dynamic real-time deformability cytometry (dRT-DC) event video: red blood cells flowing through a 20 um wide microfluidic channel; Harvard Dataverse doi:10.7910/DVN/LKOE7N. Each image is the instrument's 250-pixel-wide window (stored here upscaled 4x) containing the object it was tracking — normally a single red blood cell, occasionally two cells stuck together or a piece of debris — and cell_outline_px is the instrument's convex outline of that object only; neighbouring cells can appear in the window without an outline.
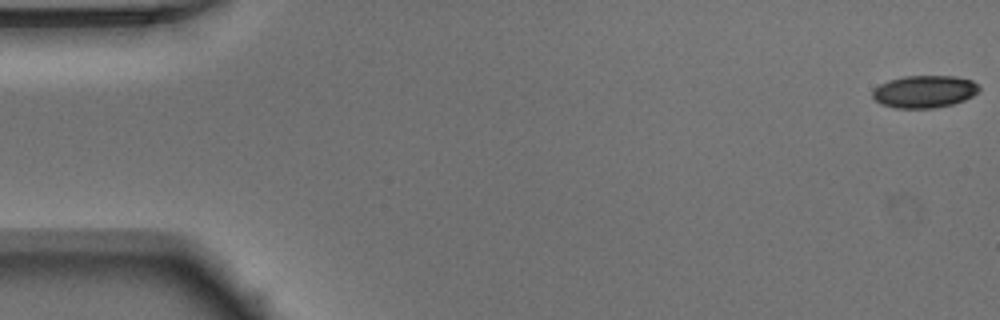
{"species": "Egyptian fruit bat (a non-hibernating species)", "species_latin": "Rousettus aegyptiacus", "temperature_condition": "warm", "stored_images_in_passage": 51, "camera_frame_rate_fps": 3000, "um_per_image_px": 0.085, "animal": {"sex": "male"}, "frame": {"image": 1, "passage_image": 1, "time_ms": 0.0, "image_size_px": [1000, 320], "cell_outline_px": [[980, 88], [972, 96], [964, 100], [952, 104], [932, 108], [896, 108], [880, 104], [872, 96], [872, 92], [880, 84], [888, 80], [904, 76], [956, 76], [972, 80]], "centroid_in_image_um": [78.56, 7.78], "position_along_channel_um": 6.4, "area_um2": 20.0}}
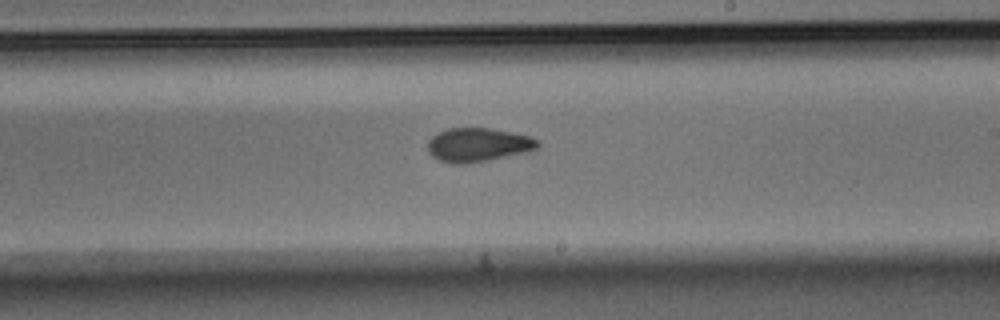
{"frame": {"image": 2, "passage_image": 30, "time_ms": 9.667, "image_size_px": [1000, 320], "cell_outline_px": [[540, 144], [536, 148], [528, 152], [468, 164], [452, 164], [440, 160], [432, 156], [428, 152], [428, 140], [432, 136], [448, 128], [492, 128], [532, 136], [540, 140]], "centroid_in_image_um": [40.66, 12.31], "position_along_channel_um": 248.3, "area_um2": 21.91}}
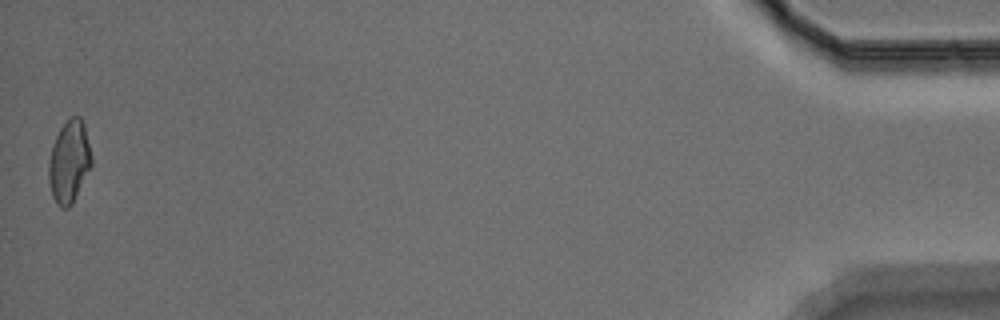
{"frame": {"image": 3, "passage_image": 51, "time_ms": 16.667, "image_size_px": [1000, 320], "cell_outline_px": [[92, 164], [72, 204], [68, 208], [60, 208], [56, 204], [52, 196], [48, 180], [48, 160], [52, 144], [60, 128], [72, 116], [80, 116], [84, 124], [92, 156]], "centroid_in_image_um": [5.86, 13.76], "position_along_channel_um": 429.3, "area_um2": 20.63}, "authors_computed_cell_mechanics": {"area_um2": 21.1548, "velocity_mm_per_s": 3.9553, "shape_relaxation_time_tau1_ms": 5.2869, "shape_relaxation_time_tau2_ms": 2.1536, "deformation_change_tau1": 0.1407, "deformation_change_tau2": 0.076}}